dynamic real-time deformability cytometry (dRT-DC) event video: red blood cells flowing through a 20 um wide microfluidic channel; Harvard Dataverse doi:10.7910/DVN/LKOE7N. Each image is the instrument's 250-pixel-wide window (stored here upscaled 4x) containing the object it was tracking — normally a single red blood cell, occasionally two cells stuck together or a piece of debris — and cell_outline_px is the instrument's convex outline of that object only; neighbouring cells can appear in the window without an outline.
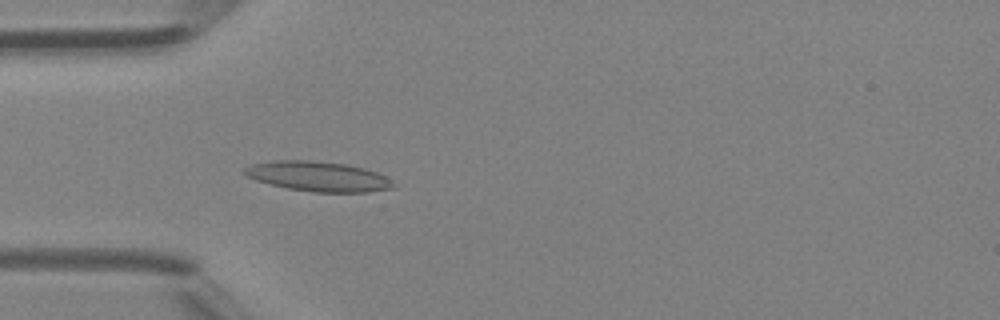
{"species": "Egyptian fruit bat (a non-hibernating species)", "species_latin": "Rousettus aegyptiacus", "temperature_condition": "room temperature", "stored_images_in_passage": 47, "camera_frame_rate_fps": 3000, "um_per_image_px": 0.085, "animal": {"sex": "female"}, "frame": {"image": 1, "passage_image": 14, "time_ms": 4.333, "image_size_px": [1000, 320], "cell_outline_px": [[396, 188], [368, 192], [312, 192], [288, 188], [256, 180], [244, 176], [244, 168], [252, 164], [276, 160], [312, 160], [344, 164], [364, 168], [376, 172], [392, 180], [396, 184]], "centroid_in_image_um": [27.07, 15.0], "position_along_channel_um": 57.9, "area_um2": 25.95}}
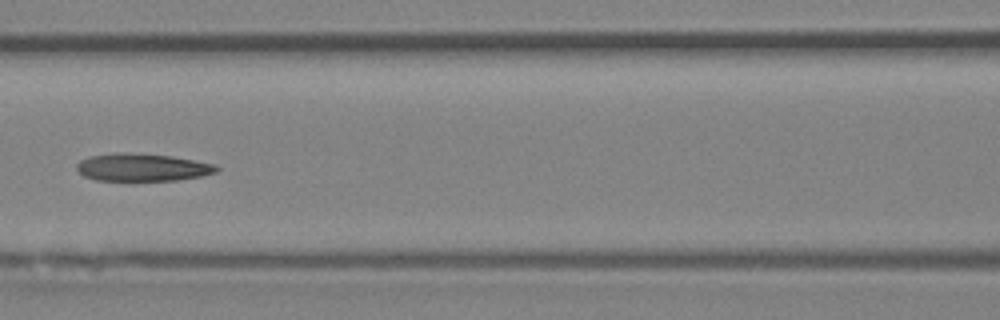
{"frame": {"image": 2, "passage_image": 21, "time_ms": 6.667, "image_size_px": [1000, 320], "cell_outline_px": [[220, 168], [216, 172], [200, 176], [176, 180], [96, 180], [84, 176], [76, 168], [76, 164], [80, 160], [88, 156], [116, 152], [120, 152], [172, 156], [216, 164]], "centroid_in_image_um": [12.08, 14.21], "position_along_channel_um": 154.5, "area_um2": 22.43}}
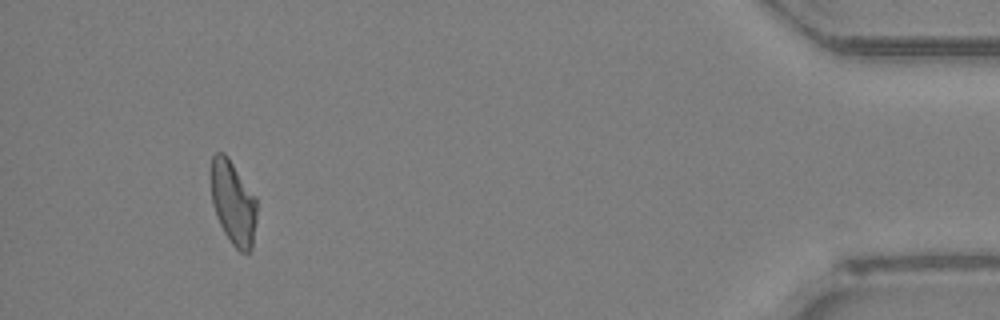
{"frame": {"image": 3, "passage_image": 44, "time_ms": 14.333, "image_size_px": [1000, 320], "cell_outline_px": [[256, 224], [252, 248], [248, 252], [240, 252], [232, 244], [224, 232], [216, 216], [212, 204], [208, 176], [212, 156], [216, 152], [224, 152], [228, 156], [256, 196]], "centroid_in_image_um": [19.78, 17.17], "position_along_channel_um": 415.4, "area_um2": 23.12}, "authors_computed_cell_mechanics": {"area_um2": 23.2356, "velocity_mm_per_s": 4.3197, "shape_relaxation_time_tau1_ms": null, "shape_relaxation_time_tau2_ms": 8.8456, "deformation_change_tau1": null, "deformation_change_tau2": 0.2295}}